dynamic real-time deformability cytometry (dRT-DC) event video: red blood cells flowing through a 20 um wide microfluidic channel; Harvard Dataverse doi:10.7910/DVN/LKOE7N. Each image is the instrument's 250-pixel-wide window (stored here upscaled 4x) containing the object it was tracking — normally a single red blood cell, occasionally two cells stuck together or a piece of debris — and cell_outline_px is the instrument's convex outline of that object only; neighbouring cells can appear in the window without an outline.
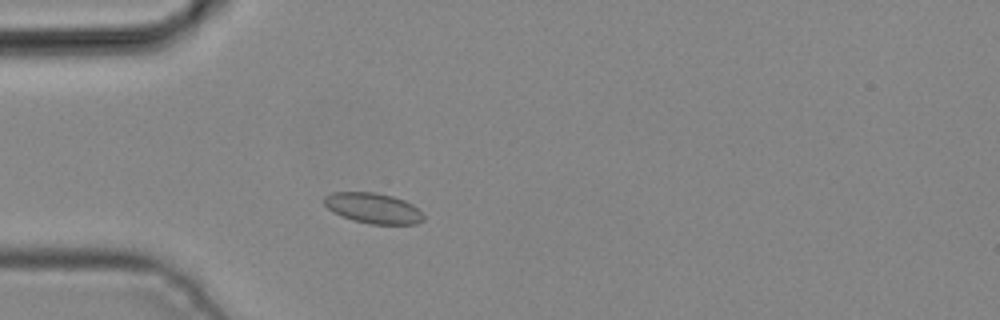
{"species": "common noctule bat (a hibernating species)", "species_latin": "Nyctalus noctula", "temperature_condition": "cold", "stored_images_in_passage": 4, "camera_frame_rate_fps": 3000, "um_per_image_px": 0.085, "animal": {"sex": "male", "body_mass_g": 19.2, "forearm_length_mm": 51.8}, "frame": {"image": 1, "passage_image": 4, "time_ms": 1.0, "image_size_px": [1000, 320], "cell_outline_px": [[424, 220], [416, 224], [368, 224], [352, 220], [332, 212], [324, 204], [324, 196], [332, 192], [376, 192], [392, 196], [404, 200], [412, 204], [424, 216]], "centroid_in_image_um": [31.7, 17.69], "position_along_channel_um": 53.3, "area_um2": 17.69}}